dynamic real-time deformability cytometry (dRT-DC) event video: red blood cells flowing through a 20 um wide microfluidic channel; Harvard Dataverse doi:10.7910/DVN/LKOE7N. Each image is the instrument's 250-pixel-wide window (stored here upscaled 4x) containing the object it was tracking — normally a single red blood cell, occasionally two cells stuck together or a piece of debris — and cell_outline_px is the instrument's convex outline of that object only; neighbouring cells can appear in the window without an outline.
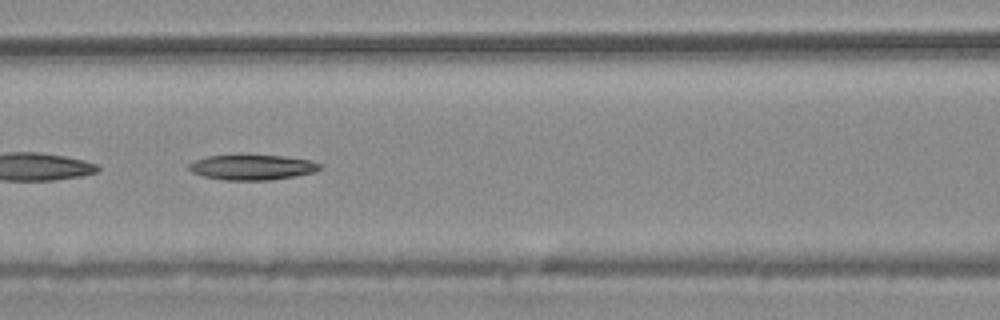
{"species": "common noctule bat (a hibernating species)", "species_latin": "Nyctalus noctula", "temperature_condition": "warm", "stored_images_in_passage": 53, "camera_frame_rate_fps": 3000, "um_per_image_px": 0.085, "animal": {"sex": "male", "body_mass_g": 20.4}, "frame": {"image": 1, "passage_image": 23, "time_ms": 7.333, "image_size_px": [1000, 320], "cell_outline_px": [[320, 168], [312, 172], [296, 176], [272, 180], [224, 180], [204, 176], [192, 172], [188, 168], [188, 164], [196, 160], [208, 156], [240, 152], [284, 156], [312, 160], [320, 164]], "centroid_in_image_um": [21.4, 14.17], "position_along_channel_um": 145.2, "area_um2": 20.0}}